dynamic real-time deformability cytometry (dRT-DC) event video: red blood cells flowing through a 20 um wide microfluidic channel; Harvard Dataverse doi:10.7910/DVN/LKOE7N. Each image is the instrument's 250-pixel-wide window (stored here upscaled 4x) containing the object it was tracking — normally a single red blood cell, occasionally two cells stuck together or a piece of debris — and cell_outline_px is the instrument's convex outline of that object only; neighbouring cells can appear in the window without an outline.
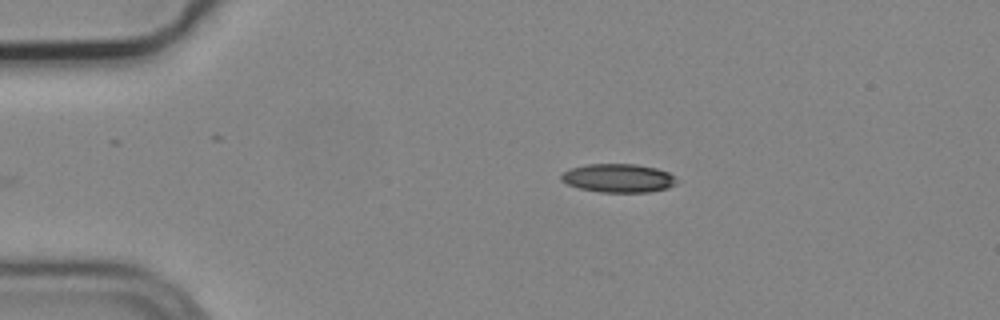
{"species": "common noctule bat (a hibernating species)", "species_latin": "Nyctalus noctula", "temperature_condition": "cold", "stored_images_in_passage": 6, "camera_frame_rate_fps": 3000, "um_per_image_px": 0.085, "animal": {"sex": "male", "body_mass_g": 19.2, "forearm_length_mm": 51.8}, "frame": {"image": 1, "passage_image": 6, "time_ms": 1.667, "image_size_px": [1000, 320], "cell_outline_px": [[680, 180], [676, 184], [668, 188], [648, 192], [600, 192], [580, 188], [568, 184], [560, 180], [560, 176], [564, 172], [572, 168], [588, 164], [636, 164], [656, 168], [668, 172]], "centroid_in_image_um": [52.6, 15.14], "position_along_channel_um": 32.4, "area_um2": 19.25}}